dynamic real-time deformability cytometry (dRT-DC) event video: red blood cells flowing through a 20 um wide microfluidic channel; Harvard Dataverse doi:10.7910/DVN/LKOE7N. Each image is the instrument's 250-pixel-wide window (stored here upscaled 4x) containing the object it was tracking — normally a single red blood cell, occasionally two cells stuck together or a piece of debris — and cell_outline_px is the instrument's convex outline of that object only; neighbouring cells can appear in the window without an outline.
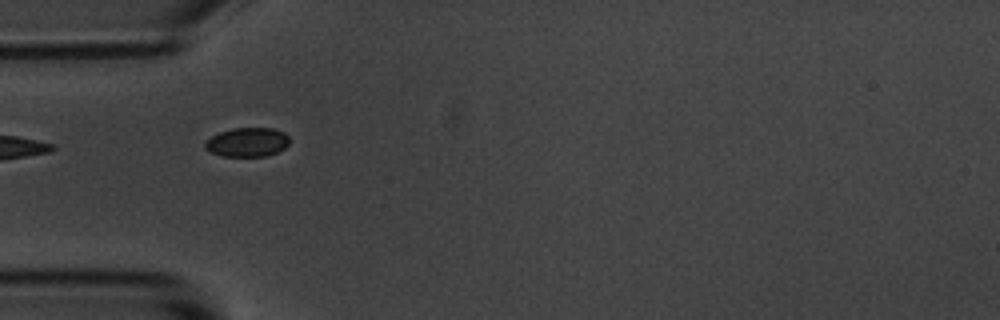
{"species": "common noctule bat (a hibernating species)", "species_latin": "Nyctalus noctula", "temperature_condition": "room temperature", "stored_images_in_passage": 2, "camera_frame_rate_fps": 3000, "um_per_image_px": 0.085, "animal": {"sex": "male", "body_mass_g": 20.1, "forearm_length_mm": 53.5}, "frame": {"image": 1, "passage_image": 1, "time_ms": 0.0, "image_size_px": [1000, 320], "cell_outline_px": [[288, 144], [284, 148], [268, 156], [220, 156], [204, 148], [204, 144], [212, 136], [220, 132], [232, 128], [272, 128], [284, 132], [288, 136]], "centroid_in_image_um": [21.02, 12.08], "position_along_channel_um": 64.0, "area_um2": 14.22}}